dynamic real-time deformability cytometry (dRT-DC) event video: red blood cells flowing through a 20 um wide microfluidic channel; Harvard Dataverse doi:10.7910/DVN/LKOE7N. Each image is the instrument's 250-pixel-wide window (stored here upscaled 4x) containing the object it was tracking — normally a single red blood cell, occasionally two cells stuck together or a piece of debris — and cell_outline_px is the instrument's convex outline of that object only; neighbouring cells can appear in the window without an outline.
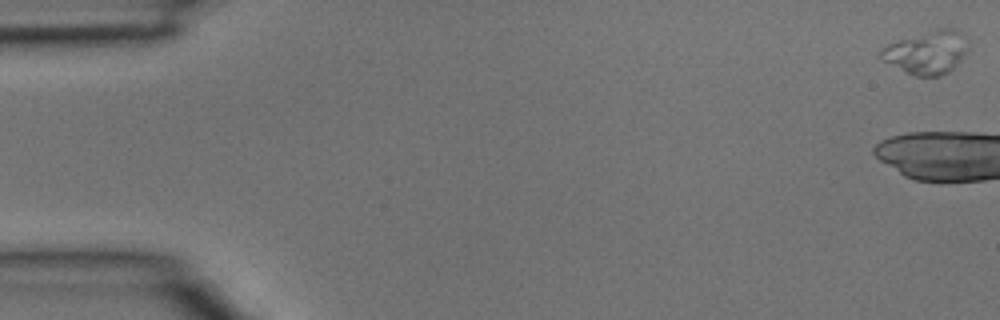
{"species": "common noctule bat (a hibernating species)", "species_latin": "Nyctalus noctula", "temperature_condition": "room temperature", "stored_images_in_passage": 4, "camera_frame_rate_fps": 3000, "um_per_image_px": 0.085, "animal": {"sex": "male", "body_mass_g": 15.6}, "frame": {"image": 1, "passage_image": 1, "time_ms": 0.0, "image_size_px": [1000, 320], "cell_outline_px": [[968, 52], [948, 72], [940, 76], [916, 76], [880, 60], [876, 56], [888, 44], [936, 28], [956, 28], [964, 32], [968, 40]], "centroid_in_image_um": [78.82, 4.43], "position_along_channel_um": 6.2, "area_um2": 22.14}}